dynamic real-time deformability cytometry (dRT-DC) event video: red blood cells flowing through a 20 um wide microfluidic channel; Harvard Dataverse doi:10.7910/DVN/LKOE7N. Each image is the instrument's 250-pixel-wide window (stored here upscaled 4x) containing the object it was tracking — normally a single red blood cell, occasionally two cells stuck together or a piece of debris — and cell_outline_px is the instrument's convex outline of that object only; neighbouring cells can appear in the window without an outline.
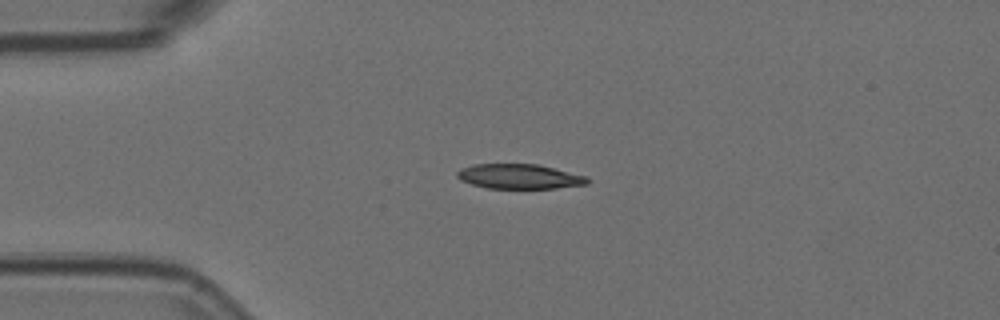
{"species": "Egyptian fruit bat (a non-hibernating species)", "species_latin": "Rousettus aegyptiacus", "temperature_condition": "room temperature", "stored_images_in_passage": 43, "camera_frame_rate_fps": 3000, "um_per_image_px": 0.085, "animal": {"sex": "female"}, "frame": {"image": 1, "passage_image": 1, "time_ms": 0.0, "image_size_px": [1000, 320], "cell_outline_px": [[588, 184], [556, 188], [488, 188], [472, 184], [460, 180], [456, 176], [456, 172], [460, 168], [472, 164], [536, 164], [588, 176]], "centroid_in_image_um": [44.12, 14.99], "position_along_channel_um": 40.9, "area_um2": 18.79}}
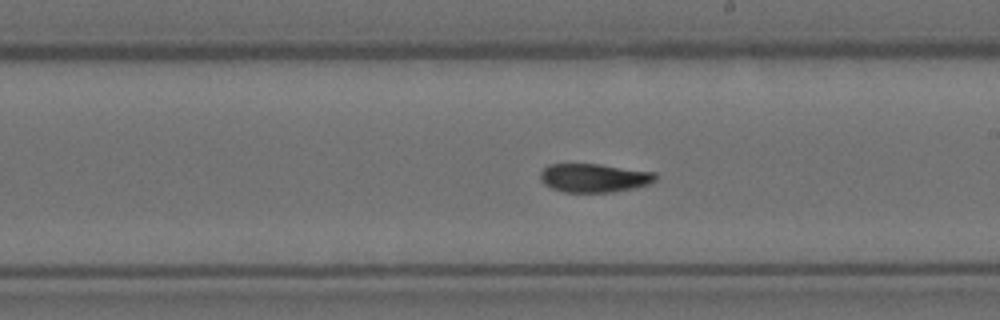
{"frame": {"image": 2, "passage_image": 19, "time_ms": 6.0, "image_size_px": [1000, 320], "cell_outline_px": [[656, 180], [648, 184], [636, 188], [612, 192], [564, 192], [552, 188], [544, 184], [540, 180], [540, 172], [548, 164], [600, 164], [656, 172]], "centroid_in_image_um": [50.5, 15.12], "position_along_channel_um": 238.5, "area_um2": 19.36}}
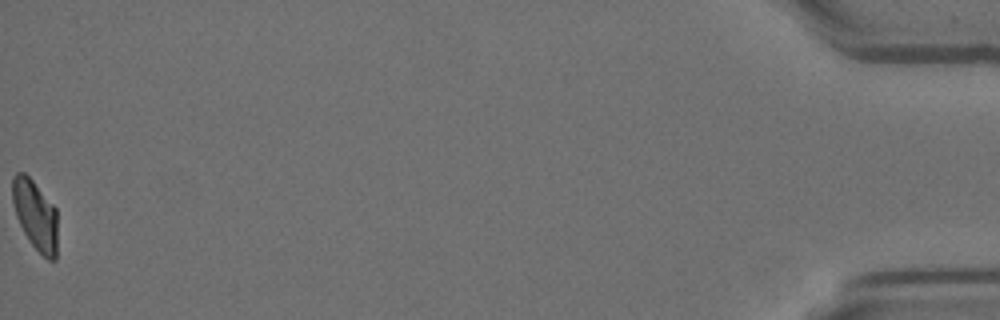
{"frame": {"image": 3, "passage_image": 43, "time_ms": 14.0, "image_size_px": [1000, 320], "cell_outline_px": [[56, 260], [48, 260], [32, 244], [24, 232], [16, 216], [12, 204], [12, 176], [16, 172], [24, 172], [32, 180], [56, 208]], "centroid_in_image_um": [2.98, 18.24], "position_along_channel_um": 432.2, "area_um2": 18.15}, "authors_computed_cell_mechanics": {"area_um2": 19.8832, "velocity_mm_per_s": 3.7082, "shape_relaxation_time_tau1_ms": 9.0166, "shape_relaxation_time_tau2_ms": 3.8126, "deformation_change_tau1": 0.2467, "deformation_change_tau2": 0.0872}}